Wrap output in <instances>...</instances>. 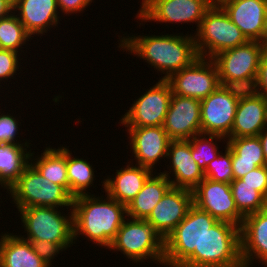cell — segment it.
<instances>
[{
    "label": "cell",
    "mask_w": 267,
    "mask_h": 267,
    "mask_svg": "<svg viewBox=\"0 0 267 267\" xmlns=\"http://www.w3.org/2000/svg\"><path fill=\"white\" fill-rule=\"evenodd\" d=\"M163 128L171 140H189L200 134V100L172 94Z\"/></svg>",
    "instance_id": "9a60e30c"
},
{
    "label": "cell",
    "mask_w": 267,
    "mask_h": 267,
    "mask_svg": "<svg viewBox=\"0 0 267 267\" xmlns=\"http://www.w3.org/2000/svg\"><path fill=\"white\" fill-rule=\"evenodd\" d=\"M261 43L264 45L265 49H267V12L264 20V29L262 33Z\"/></svg>",
    "instance_id": "b9f144b4"
},
{
    "label": "cell",
    "mask_w": 267,
    "mask_h": 267,
    "mask_svg": "<svg viewBox=\"0 0 267 267\" xmlns=\"http://www.w3.org/2000/svg\"><path fill=\"white\" fill-rule=\"evenodd\" d=\"M210 6L213 7H222L225 3L232 1V0H208Z\"/></svg>",
    "instance_id": "7bdbcfd3"
},
{
    "label": "cell",
    "mask_w": 267,
    "mask_h": 267,
    "mask_svg": "<svg viewBox=\"0 0 267 267\" xmlns=\"http://www.w3.org/2000/svg\"><path fill=\"white\" fill-rule=\"evenodd\" d=\"M100 197L93 194L73 198V238L86 236L94 244L108 249L117 232L127 218V206L108 195ZM104 197L105 199H103ZM126 215V216H125Z\"/></svg>",
    "instance_id": "7a4b0ae2"
},
{
    "label": "cell",
    "mask_w": 267,
    "mask_h": 267,
    "mask_svg": "<svg viewBox=\"0 0 267 267\" xmlns=\"http://www.w3.org/2000/svg\"><path fill=\"white\" fill-rule=\"evenodd\" d=\"M240 180L245 181L247 185L254 187L267 198V165L251 170Z\"/></svg>",
    "instance_id": "8d00e7d4"
},
{
    "label": "cell",
    "mask_w": 267,
    "mask_h": 267,
    "mask_svg": "<svg viewBox=\"0 0 267 267\" xmlns=\"http://www.w3.org/2000/svg\"><path fill=\"white\" fill-rule=\"evenodd\" d=\"M93 0H57L58 8L62 13L71 15L78 12H83Z\"/></svg>",
    "instance_id": "f35d334b"
},
{
    "label": "cell",
    "mask_w": 267,
    "mask_h": 267,
    "mask_svg": "<svg viewBox=\"0 0 267 267\" xmlns=\"http://www.w3.org/2000/svg\"><path fill=\"white\" fill-rule=\"evenodd\" d=\"M19 53L13 50L0 49V82L4 79L8 81L13 75H17L16 72L19 71V61L22 60L19 57Z\"/></svg>",
    "instance_id": "d590c367"
},
{
    "label": "cell",
    "mask_w": 267,
    "mask_h": 267,
    "mask_svg": "<svg viewBox=\"0 0 267 267\" xmlns=\"http://www.w3.org/2000/svg\"><path fill=\"white\" fill-rule=\"evenodd\" d=\"M253 90L267 98V49L261 57L258 75Z\"/></svg>",
    "instance_id": "74e56055"
},
{
    "label": "cell",
    "mask_w": 267,
    "mask_h": 267,
    "mask_svg": "<svg viewBox=\"0 0 267 267\" xmlns=\"http://www.w3.org/2000/svg\"><path fill=\"white\" fill-rule=\"evenodd\" d=\"M171 96L170 83L165 79L158 80L148 91L134 100L119 123L126 128L163 126Z\"/></svg>",
    "instance_id": "8fae6325"
},
{
    "label": "cell",
    "mask_w": 267,
    "mask_h": 267,
    "mask_svg": "<svg viewBox=\"0 0 267 267\" xmlns=\"http://www.w3.org/2000/svg\"><path fill=\"white\" fill-rule=\"evenodd\" d=\"M167 81L172 94L202 100L220 84L217 67L210 58L198 57L190 66L173 73Z\"/></svg>",
    "instance_id": "7c38bea8"
},
{
    "label": "cell",
    "mask_w": 267,
    "mask_h": 267,
    "mask_svg": "<svg viewBox=\"0 0 267 267\" xmlns=\"http://www.w3.org/2000/svg\"><path fill=\"white\" fill-rule=\"evenodd\" d=\"M225 142L231 149L234 179H240L251 170L267 165L258 136L226 138Z\"/></svg>",
    "instance_id": "cb8c5ba5"
},
{
    "label": "cell",
    "mask_w": 267,
    "mask_h": 267,
    "mask_svg": "<svg viewBox=\"0 0 267 267\" xmlns=\"http://www.w3.org/2000/svg\"><path fill=\"white\" fill-rule=\"evenodd\" d=\"M7 192L11 194L16 208L44 206L68 209L73 204V197L62 186L43 177L30 163L7 188Z\"/></svg>",
    "instance_id": "8992f818"
},
{
    "label": "cell",
    "mask_w": 267,
    "mask_h": 267,
    "mask_svg": "<svg viewBox=\"0 0 267 267\" xmlns=\"http://www.w3.org/2000/svg\"><path fill=\"white\" fill-rule=\"evenodd\" d=\"M35 154L30 153L29 163L46 179L62 186L69 193L67 176V148L46 147L41 155L33 159ZM33 160L35 162H33ZM32 161V162H31Z\"/></svg>",
    "instance_id": "4316f807"
},
{
    "label": "cell",
    "mask_w": 267,
    "mask_h": 267,
    "mask_svg": "<svg viewBox=\"0 0 267 267\" xmlns=\"http://www.w3.org/2000/svg\"><path fill=\"white\" fill-rule=\"evenodd\" d=\"M30 241L34 252L49 266L60 251H63L73 244H57L45 240H27Z\"/></svg>",
    "instance_id": "e575fe53"
},
{
    "label": "cell",
    "mask_w": 267,
    "mask_h": 267,
    "mask_svg": "<svg viewBox=\"0 0 267 267\" xmlns=\"http://www.w3.org/2000/svg\"><path fill=\"white\" fill-rule=\"evenodd\" d=\"M30 36L16 13L12 12L7 17L0 19V49L13 50L20 53Z\"/></svg>",
    "instance_id": "4dcf8cb0"
},
{
    "label": "cell",
    "mask_w": 267,
    "mask_h": 267,
    "mask_svg": "<svg viewBox=\"0 0 267 267\" xmlns=\"http://www.w3.org/2000/svg\"><path fill=\"white\" fill-rule=\"evenodd\" d=\"M29 145L0 144V185L9 188L29 164Z\"/></svg>",
    "instance_id": "83f0119b"
},
{
    "label": "cell",
    "mask_w": 267,
    "mask_h": 267,
    "mask_svg": "<svg viewBox=\"0 0 267 267\" xmlns=\"http://www.w3.org/2000/svg\"><path fill=\"white\" fill-rule=\"evenodd\" d=\"M195 32V47L201 58L212 59L220 52L248 41L222 7L211 6Z\"/></svg>",
    "instance_id": "ba28073f"
},
{
    "label": "cell",
    "mask_w": 267,
    "mask_h": 267,
    "mask_svg": "<svg viewBox=\"0 0 267 267\" xmlns=\"http://www.w3.org/2000/svg\"><path fill=\"white\" fill-rule=\"evenodd\" d=\"M108 249L120 251L134 263L150 259L164 265L165 239L145 219H125Z\"/></svg>",
    "instance_id": "5b68a950"
},
{
    "label": "cell",
    "mask_w": 267,
    "mask_h": 267,
    "mask_svg": "<svg viewBox=\"0 0 267 267\" xmlns=\"http://www.w3.org/2000/svg\"><path fill=\"white\" fill-rule=\"evenodd\" d=\"M224 153L221 152L218 157L207 165L204 176L212 181L230 184L234 180V174L232 170L231 149L227 144Z\"/></svg>",
    "instance_id": "d6a6232c"
},
{
    "label": "cell",
    "mask_w": 267,
    "mask_h": 267,
    "mask_svg": "<svg viewBox=\"0 0 267 267\" xmlns=\"http://www.w3.org/2000/svg\"><path fill=\"white\" fill-rule=\"evenodd\" d=\"M136 14L141 22L196 23L199 28L206 11L211 7L208 0H146ZM150 20V21H149Z\"/></svg>",
    "instance_id": "4fadbf2b"
},
{
    "label": "cell",
    "mask_w": 267,
    "mask_h": 267,
    "mask_svg": "<svg viewBox=\"0 0 267 267\" xmlns=\"http://www.w3.org/2000/svg\"><path fill=\"white\" fill-rule=\"evenodd\" d=\"M172 187L171 182L162 173L152 174L143 188L127 205V217L146 219L166 192Z\"/></svg>",
    "instance_id": "484cf974"
},
{
    "label": "cell",
    "mask_w": 267,
    "mask_h": 267,
    "mask_svg": "<svg viewBox=\"0 0 267 267\" xmlns=\"http://www.w3.org/2000/svg\"><path fill=\"white\" fill-rule=\"evenodd\" d=\"M58 10L57 0H13V12H18L16 16L30 36H42L57 26Z\"/></svg>",
    "instance_id": "44dd1931"
},
{
    "label": "cell",
    "mask_w": 267,
    "mask_h": 267,
    "mask_svg": "<svg viewBox=\"0 0 267 267\" xmlns=\"http://www.w3.org/2000/svg\"><path fill=\"white\" fill-rule=\"evenodd\" d=\"M192 205V190L171 187L145 220L165 239L186 217Z\"/></svg>",
    "instance_id": "2e32d148"
},
{
    "label": "cell",
    "mask_w": 267,
    "mask_h": 267,
    "mask_svg": "<svg viewBox=\"0 0 267 267\" xmlns=\"http://www.w3.org/2000/svg\"><path fill=\"white\" fill-rule=\"evenodd\" d=\"M230 188L239 213L246 217L267 208V198L245 181L234 179Z\"/></svg>",
    "instance_id": "f546056e"
},
{
    "label": "cell",
    "mask_w": 267,
    "mask_h": 267,
    "mask_svg": "<svg viewBox=\"0 0 267 267\" xmlns=\"http://www.w3.org/2000/svg\"><path fill=\"white\" fill-rule=\"evenodd\" d=\"M0 267H50L35 252L30 241L4 233L0 238Z\"/></svg>",
    "instance_id": "d4e9b609"
},
{
    "label": "cell",
    "mask_w": 267,
    "mask_h": 267,
    "mask_svg": "<svg viewBox=\"0 0 267 267\" xmlns=\"http://www.w3.org/2000/svg\"><path fill=\"white\" fill-rule=\"evenodd\" d=\"M217 220L192 205L186 217L165 238L164 266L178 267L192 252H201L203 235Z\"/></svg>",
    "instance_id": "52a82bcc"
},
{
    "label": "cell",
    "mask_w": 267,
    "mask_h": 267,
    "mask_svg": "<svg viewBox=\"0 0 267 267\" xmlns=\"http://www.w3.org/2000/svg\"><path fill=\"white\" fill-rule=\"evenodd\" d=\"M258 138L261 141L263 153L267 163V127L258 135Z\"/></svg>",
    "instance_id": "60d3db41"
},
{
    "label": "cell",
    "mask_w": 267,
    "mask_h": 267,
    "mask_svg": "<svg viewBox=\"0 0 267 267\" xmlns=\"http://www.w3.org/2000/svg\"><path fill=\"white\" fill-rule=\"evenodd\" d=\"M13 12V0H0V19Z\"/></svg>",
    "instance_id": "ab89813d"
},
{
    "label": "cell",
    "mask_w": 267,
    "mask_h": 267,
    "mask_svg": "<svg viewBox=\"0 0 267 267\" xmlns=\"http://www.w3.org/2000/svg\"><path fill=\"white\" fill-rule=\"evenodd\" d=\"M243 91L221 85L208 97L200 100L201 133L227 138L231 134L238 100Z\"/></svg>",
    "instance_id": "30bf717a"
},
{
    "label": "cell",
    "mask_w": 267,
    "mask_h": 267,
    "mask_svg": "<svg viewBox=\"0 0 267 267\" xmlns=\"http://www.w3.org/2000/svg\"><path fill=\"white\" fill-rule=\"evenodd\" d=\"M265 47L259 41H247L215 55L214 61L222 86L253 90Z\"/></svg>",
    "instance_id": "277c9868"
},
{
    "label": "cell",
    "mask_w": 267,
    "mask_h": 267,
    "mask_svg": "<svg viewBox=\"0 0 267 267\" xmlns=\"http://www.w3.org/2000/svg\"><path fill=\"white\" fill-rule=\"evenodd\" d=\"M132 35L120 39L119 48L135 54L151 67L165 74L167 80L173 73L190 66L199 56L194 35Z\"/></svg>",
    "instance_id": "6da1fadb"
},
{
    "label": "cell",
    "mask_w": 267,
    "mask_h": 267,
    "mask_svg": "<svg viewBox=\"0 0 267 267\" xmlns=\"http://www.w3.org/2000/svg\"><path fill=\"white\" fill-rule=\"evenodd\" d=\"M240 241L244 267H250L257 259L267 267V208L244 217Z\"/></svg>",
    "instance_id": "ffe728a7"
},
{
    "label": "cell",
    "mask_w": 267,
    "mask_h": 267,
    "mask_svg": "<svg viewBox=\"0 0 267 267\" xmlns=\"http://www.w3.org/2000/svg\"><path fill=\"white\" fill-rule=\"evenodd\" d=\"M0 144H17V145H29V142L20 143L15 138L19 135L20 128L19 120L11 114H3L0 112Z\"/></svg>",
    "instance_id": "836d02e7"
},
{
    "label": "cell",
    "mask_w": 267,
    "mask_h": 267,
    "mask_svg": "<svg viewBox=\"0 0 267 267\" xmlns=\"http://www.w3.org/2000/svg\"><path fill=\"white\" fill-rule=\"evenodd\" d=\"M222 8L248 41L261 42L267 0H232Z\"/></svg>",
    "instance_id": "7402d4cb"
},
{
    "label": "cell",
    "mask_w": 267,
    "mask_h": 267,
    "mask_svg": "<svg viewBox=\"0 0 267 267\" xmlns=\"http://www.w3.org/2000/svg\"><path fill=\"white\" fill-rule=\"evenodd\" d=\"M167 159H170L172 176L169 171L160 172L171 182L172 187L185 188L193 190L204 178V171L198 166L192 158V147L189 140H171Z\"/></svg>",
    "instance_id": "d6986e66"
},
{
    "label": "cell",
    "mask_w": 267,
    "mask_h": 267,
    "mask_svg": "<svg viewBox=\"0 0 267 267\" xmlns=\"http://www.w3.org/2000/svg\"><path fill=\"white\" fill-rule=\"evenodd\" d=\"M67 176L69 182V194L75 198L81 195L91 194L86 189L92 186L94 181V169L92 165L83 158L72 157L67 148Z\"/></svg>",
    "instance_id": "f1b7e54d"
},
{
    "label": "cell",
    "mask_w": 267,
    "mask_h": 267,
    "mask_svg": "<svg viewBox=\"0 0 267 267\" xmlns=\"http://www.w3.org/2000/svg\"><path fill=\"white\" fill-rule=\"evenodd\" d=\"M132 156L137 165L153 171L154 165L167 157L171 139L163 126L127 128Z\"/></svg>",
    "instance_id": "e0dca14e"
},
{
    "label": "cell",
    "mask_w": 267,
    "mask_h": 267,
    "mask_svg": "<svg viewBox=\"0 0 267 267\" xmlns=\"http://www.w3.org/2000/svg\"><path fill=\"white\" fill-rule=\"evenodd\" d=\"M223 139L225 141L226 138L217 134L204 133L197 134L189 139L192 147V158L203 171H205L207 165L220 154L216 142L217 140L223 141Z\"/></svg>",
    "instance_id": "1f68e13d"
},
{
    "label": "cell",
    "mask_w": 267,
    "mask_h": 267,
    "mask_svg": "<svg viewBox=\"0 0 267 267\" xmlns=\"http://www.w3.org/2000/svg\"><path fill=\"white\" fill-rule=\"evenodd\" d=\"M126 167L116 170L114 178L107 177L103 181L106 195L127 206L143 188L147 179L153 174L150 169L133 165L131 161ZM131 164V165H130Z\"/></svg>",
    "instance_id": "603a6c76"
},
{
    "label": "cell",
    "mask_w": 267,
    "mask_h": 267,
    "mask_svg": "<svg viewBox=\"0 0 267 267\" xmlns=\"http://www.w3.org/2000/svg\"><path fill=\"white\" fill-rule=\"evenodd\" d=\"M27 237L25 240H45L57 244H75L73 238V211L65 216L55 207L17 208ZM62 214V215H61ZM25 237V238H24Z\"/></svg>",
    "instance_id": "9c48e42d"
},
{
    "label": "cell",
    "mask_w": 267,
    "mask_h": 267,
    "mask_svg": "<svg viewBox=\"0 0 267 267\" xmlns=\"http://www.w3.org/2000/svg\"><path fill=\"white\" fill-rule=\"evenodd\" d=\"M193 204L208 212L217 221L241 227L244 217L239 213L230 184L204 178L193 190Z\"/></svg>",
    "instance_id": "5bb4252c"
},
{
    "label": "cell",
    "mask_w": 267,
    "mask_h": 267,
    "mask_svg": "<svg viewBox=\"0 0 267 267\" xmlns=\"http://www.w3.org/2000/svg\"><path fill=\"white\" fill-rule=\"evenodd\" d=\"M178 267H244L240 227L217 221L203 235L201 252H192Z\"/></svg>",
    "instance_id": "3957f363"
},
{
    "label": "cell",
    "mask_w": 267,
    "mask_h": 267,
    "mask_svg": "<svg viewBox=\"0 0 267 267\" xmlns=\"http://www.w3.org/2000/svg\"><path fill=\"white\" fill-rule=\"evenodd\" d=\"M266 127V97L254 90H244L238 100L231 134L227 138L256 137Z\"/></svg>",
    "instance_id": "ac0fdd59"
}]
</instances>
